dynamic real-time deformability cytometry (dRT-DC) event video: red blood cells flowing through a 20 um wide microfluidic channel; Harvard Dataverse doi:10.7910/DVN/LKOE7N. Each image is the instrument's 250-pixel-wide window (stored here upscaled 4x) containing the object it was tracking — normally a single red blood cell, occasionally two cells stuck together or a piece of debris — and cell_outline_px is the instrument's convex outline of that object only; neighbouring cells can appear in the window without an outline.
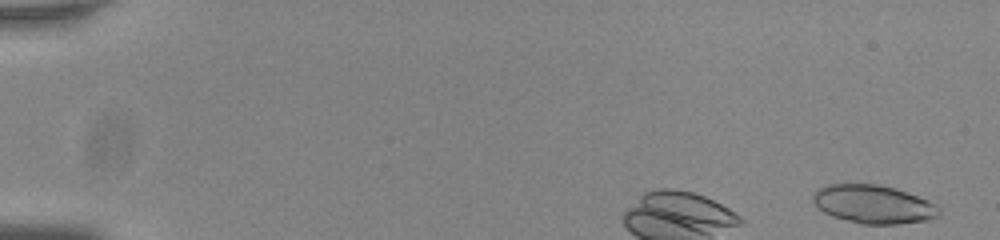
{"species": "common noctule bat (a hibernating species)", "species_latin": "Nyctalus noctula", "temperature_condition": "room temperature", "stored_images_in_passage": 54, "camera_frame_rate_fps": 3000, "um_per_image_px": 0.085, "animal": {"sex": "male", "body_mass_g": 20.0, "forearm_length_mm": 53.3}, "frame": {"image": 1, "passage_image": 1, "time_ms": 0.0, "image_size_px": [1000, 240], "cell_outline_px": [[940, 212], [936, 216], [928, 220], [896, 224], [860, 224], [832, 216], [816, 208], [812, 200], [812, 196], [820, 188], [828, 184], [876, 184], [892, 188], [928, 200], [936, 204], [940, 208]], "centroid_in_image_um": [74.21, 17.37], "position_along_channel_um": 10.8, "area_um2": 28.03}}
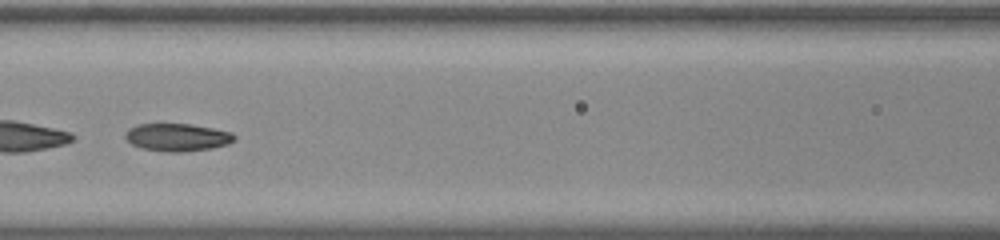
{"frame": {"image": 2, "passage_image": 26, "time_ms": 8.333, "image_size_px": [1000, 240], "cell_outline_px": [[236, 140], [228, 144], [212, 148], [184, 152], [168, 152], [140, 148], [132, 144], [124, 136], [124, 132], [128, 128], [140, 124], [192, 124], [232, 132], [236, 136]], "centroid_in_image_um": [15.08, 11.67], "position_along_channel_um": 151.5, "area_um2": 17.74}}
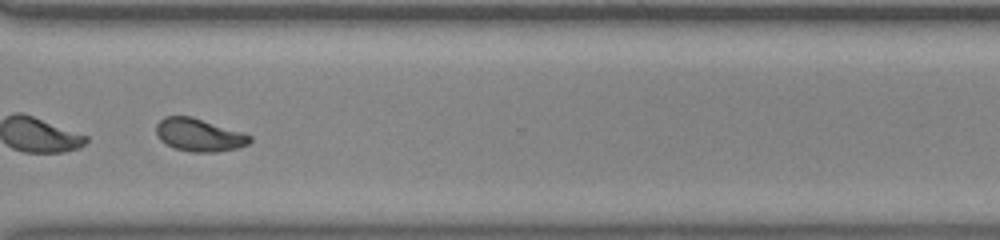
{"frame": {"image": 3, "passage_image": 42, "time_ms": 13.667, "image_size_px": [1000, 240], "cell_outline_px": [[252, 140], [248, 144], [236, 148], [216, 152], [192, 152], [176, 148], [160, 140], [156, 132], [156, 124], [164, 116], [192, 116], [244, 132], [252, 136]], "centroid_in_image_um": [16.95, 11.45], "position_along_channel_um": 353.7, "area_um2": 17.98}, "authors_computed_cell_mechanics": {"area_um2": 19.2763, "velocity_mm_per_s": 3.8006, "shape_relaxation_time_tau1_ms": 5.6125, "shape_relaxation_time_tau2_ms": 1.9877, "deformation_change_tau1": 0.1692, "deformation_change_tau2": 0.0627}}